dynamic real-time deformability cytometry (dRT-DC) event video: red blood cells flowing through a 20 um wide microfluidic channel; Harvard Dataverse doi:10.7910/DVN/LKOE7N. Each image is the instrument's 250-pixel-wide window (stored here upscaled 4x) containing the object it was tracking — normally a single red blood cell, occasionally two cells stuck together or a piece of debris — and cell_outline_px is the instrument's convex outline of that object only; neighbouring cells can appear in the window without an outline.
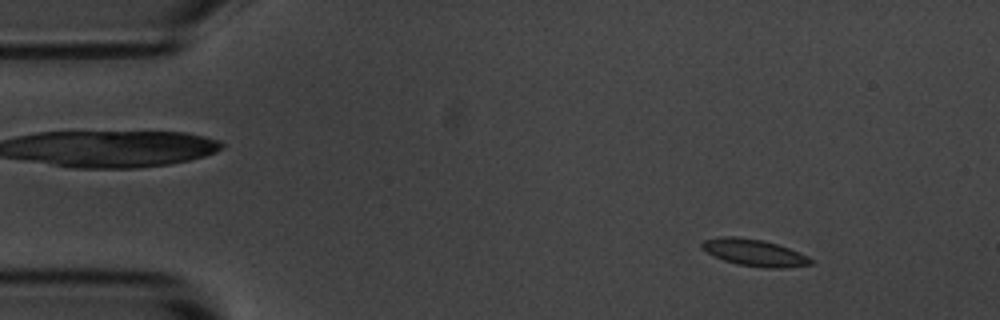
{"species": "common noctule bat (a hibernating species)", "species_latin": "Nyctalus noctula", "temperature_condition": "room temperature", "stored_images_in_passage": 54, "camera_frame_rate_fps": 3000, "um_per_image_px": 0.085, "animal": {"sex": "male", "body_mass_g": 20.1, "forearm_length_mm": 53.5}, "frame": {"image": 1, "passage_image": 6, "time_ms": 1.667, "image_size_px": [1000, 320], "cell_outline_px": [[812, 264], [784, 268], [764, 268], [736, 264], [724, 260], [700, 248], [700, 244], [704, 240], [720, 236], [736, 236], [764, 240], [800, 252], [808, 256], [812, 260]], "centroid_in_image_um": [64.11, 21.47], "position_along_channel_um": 20.9, "area_um2": 17.05}}
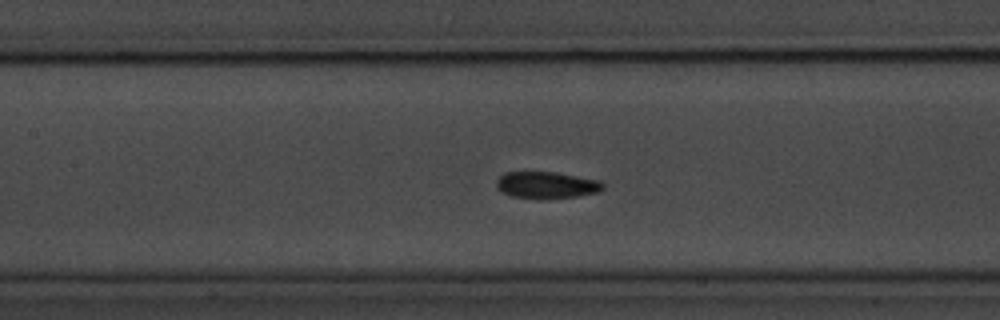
{"frame": {"image": 2, "passage_image": 24, "time_ms": 7.667, "image_size_px": [1000, 320], "cell_outline_px": [[604, 188], [600, 192], [576, 196], [540, 200], [536, 200], [512, 196], [500, 192], [496, 188], [496, 180], [504, 172], [556, 172], [600, 180], [604, 184]], "centroid_in_image_um": [46.44, 15.74], "position_along_channel_um": 161.0, "area_um2": 17.05}}
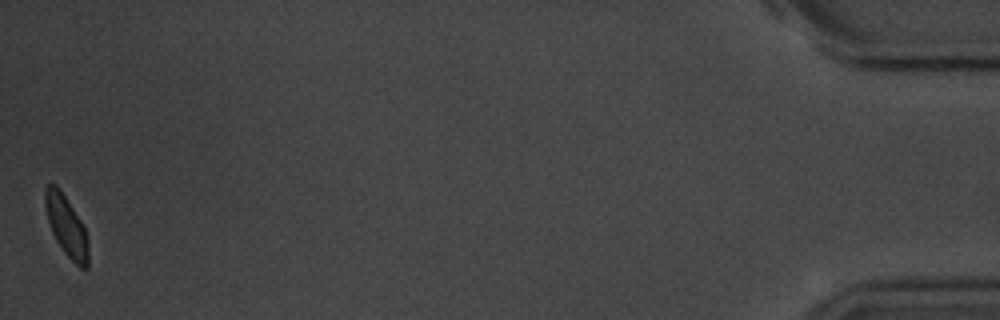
{"frame": {"image": 3, "passage_image": 54, "time_ms": 17.667, "image_size_px": [1000, 320], "cell_outline_px": [[88, 268], [80, 268], [64, 252], [56, 240], [52, 232], [48, 220], [44, 204], [44, 188], [48, 184], [56, 184], [60, 188], [80, 220], [84, 228], [88, 240]], "centroid_in_image_um": [5.63, 19.19], "position_along_channel_um": 429.6, "area_um2": 15.14}, "authors_computed_cell_mechanics": {"area_um2": 16.2996, "velocity_mm_per_s": 3.648, "shape_relaxation_time_tau1_ms": 3.4617, "shape_relaxation_time_tau2_ms": null, "deformation_change_tau1": 0.1146, "deformation_change_tau2": null}}